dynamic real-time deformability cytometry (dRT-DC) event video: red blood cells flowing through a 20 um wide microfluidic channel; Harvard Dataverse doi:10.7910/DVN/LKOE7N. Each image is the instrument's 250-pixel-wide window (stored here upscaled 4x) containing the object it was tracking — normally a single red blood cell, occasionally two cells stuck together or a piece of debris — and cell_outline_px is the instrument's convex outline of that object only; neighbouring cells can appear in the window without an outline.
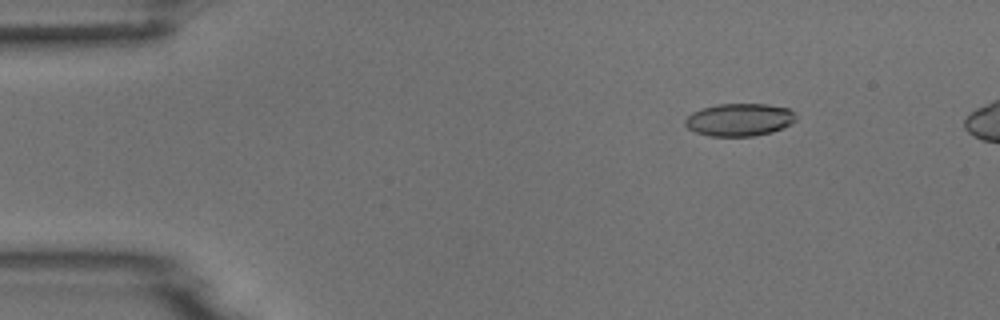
{"species": "common noctule bat (a hibernating species)", "species_latin": "Nyctalus noctula", "temperature_condition": "room temperature", "stored_images_in_passage": 6, "segment_of_instrument_passage": [1, 2], "camera_frame_rate_fps": 3000, "um_per_image_px": 0.085, "animal": {"sex": "male", "body_mass_g": 18.8}, "frame": {"image": 1, "passage_image": 3, "time_ms": 2.333, "image_size_px": [1000, 320], "cell_outline_px": [[796, 120], [784, 128], [772, 132], [752, 136], [712, 136], [696, 132], [688, 128], [684, 124], [684, 120], [692, 112], [700, 108], [716, 104], [768, 104], [788, 108], [796, 116]], "centroid_in_image_um": [62.84, 10.17], "position_along_channel_um": 22.2, "area_um2": 21.15}}